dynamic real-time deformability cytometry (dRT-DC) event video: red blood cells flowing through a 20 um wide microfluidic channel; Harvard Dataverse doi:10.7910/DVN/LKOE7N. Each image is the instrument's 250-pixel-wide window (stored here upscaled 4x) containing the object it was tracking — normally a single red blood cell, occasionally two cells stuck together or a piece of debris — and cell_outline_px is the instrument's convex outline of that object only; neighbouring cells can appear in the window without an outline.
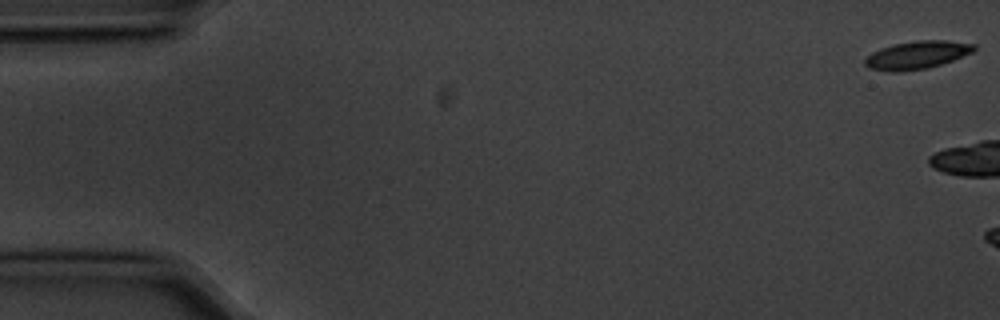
{"species": "common noctule bat (a hibernating species)", "species_latin": "Nyctalus noctula", "temperature_condition": "cold", "stored_images_in_passage": 3, "camera_frame_rate_fps": 3000, "um_per_image_px": 0.085, "animal": {"sex": "male", "body_mass_g": 20.1, "forearm_length_mm": 53.5}, "frame": {"image": 1, "passage_image": 1, "time_ms": 0.0, "image_size_px": [1000, 320], "cell_outline_px": [[976, 48], [972, 52], [952, 60], [928, 68], [900, 72], [888, 72], [868, 68], [864, 64], [864, 60], [872, 52], [880, 48], [892, 44], [916, 40], [948, 40], [976, 44]], "centroid_in_image_um": [77.91, 4.67], "position_along_channel_um": 7.1, "area_um2": 17.92}}